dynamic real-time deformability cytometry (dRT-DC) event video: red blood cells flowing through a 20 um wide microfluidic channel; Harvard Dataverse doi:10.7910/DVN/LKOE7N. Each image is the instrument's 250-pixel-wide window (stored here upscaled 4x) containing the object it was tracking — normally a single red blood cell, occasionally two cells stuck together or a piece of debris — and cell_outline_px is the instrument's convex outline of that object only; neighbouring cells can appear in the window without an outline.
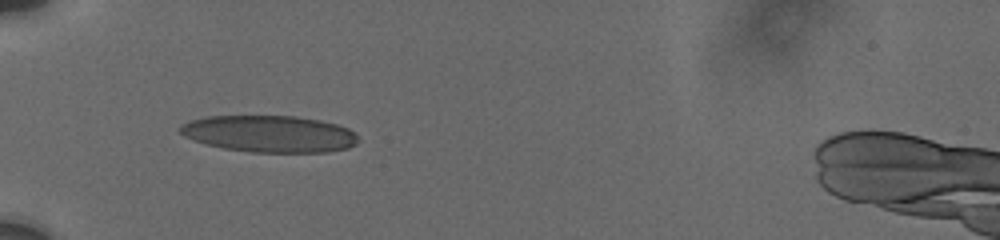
{"species": "human", "species_latin": "Homo sapiens", "temperature_condition": "cold", "stored_images_in_passage": 14, "camera_frame_rate_fps": 3000, "um_per_image_px": 0.085, "donor": {"sex": "male"}, "frame": {"image": 1, "passage_image": 1, "time_ms": 0.0, "image_size_px": [1000, 240], "cell_outline_px": [[360, 140], [356, 144], [348, 148], [328, 152], [252, 152], [224, 148], [192, 140], [184, 136], [180, 132], [180, 124], [192, 120], [208, 116], [292, 116], [320, 120], [336, 124], [348, 128], [356, 132]], "centroid_in_image_um": [22.94, 11.38], "position_along_channel_um": 62.1, "area_um2": 38.21}}
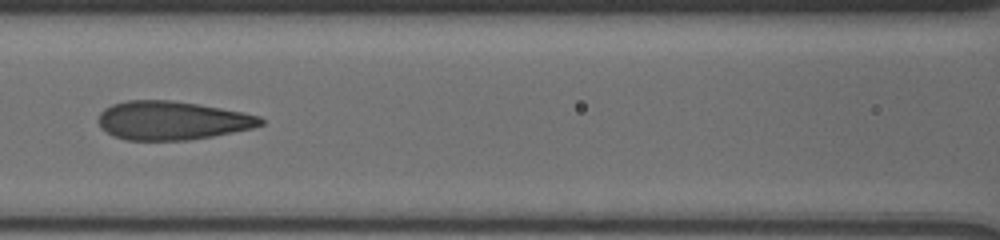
{"frame": {"image": 2, "passage_image": 5, "time_ms": 2.667, "image_size_px": [1000, 240], "cell_outline_px": [[264, 124], [252, 128], [212, 136], [188, 140], [124, 140], [112, 136], [100, 128], [100, 112], [104, 108], [112, 104], [128, 100], [168, 100], [196, 104], [244, 112], [260, 116], [264, 120]], "centroid_in_image_um": [14.61, 10.25], "position_along_channel_um": 152.0, "area_um2": 36.47}}
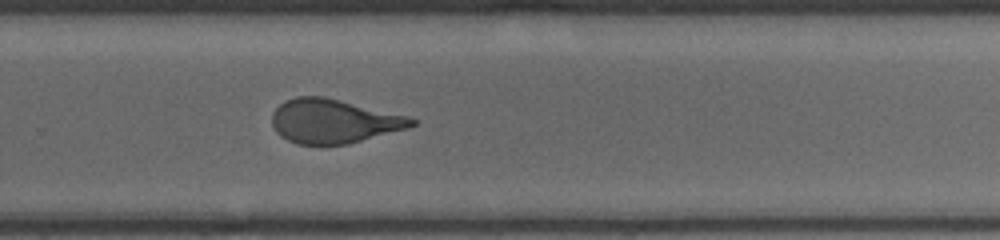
{"frame": {"image": 3, "passage_image": 14, "time_ms": 6.667, "image_size_px": [1000, 240], "cell_outline_px": [[416, 124], [408, 128], [348, 144], [296, 144], [280, 136], [276, 132], [272, 124], [272, 112], [284, 100], [296, 96], [324, 96], [408, 116], [416, 120]], "centroid_in_image_um": [28.33, 10.29], "position_along_channel_um": 301.5, "area_um2": 35.84}}